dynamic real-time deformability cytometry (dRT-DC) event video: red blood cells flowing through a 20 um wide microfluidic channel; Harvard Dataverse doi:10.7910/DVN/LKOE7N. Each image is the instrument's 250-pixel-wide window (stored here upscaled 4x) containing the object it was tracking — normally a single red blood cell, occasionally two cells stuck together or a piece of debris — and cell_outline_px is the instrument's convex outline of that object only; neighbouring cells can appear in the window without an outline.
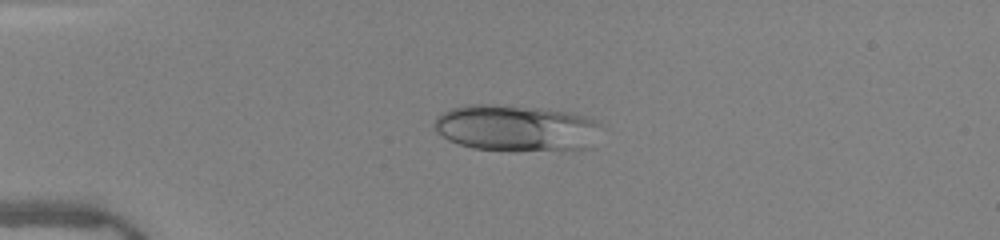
{"species": "human", "species_latin": "Homo sapiens", "temperature_condition": "warm", "stored_images_in_passage": 47, "camera_frame_rate_fps": 3000, "um_per_image_px": 0.085, "donor": {"sex": "female"}, "frame": {"image": 1, "passage_image": 10, "time_ms": 3.0, "image_size_px": [1000, 240], "cell_outline_px": [[596, 124], [584, 148], [512, 152], [472, 148], [448, 140], [436, 132], [432, 124], [436, 116], [452, 108], [468, 104], [488, 104], [540, 108], [572, 112], [584, 116], [592, 120]], "centroid_in_image_um": [43.66, 10.88], "position_along_channel_um": 41.3, "area_um2": 44.45}}
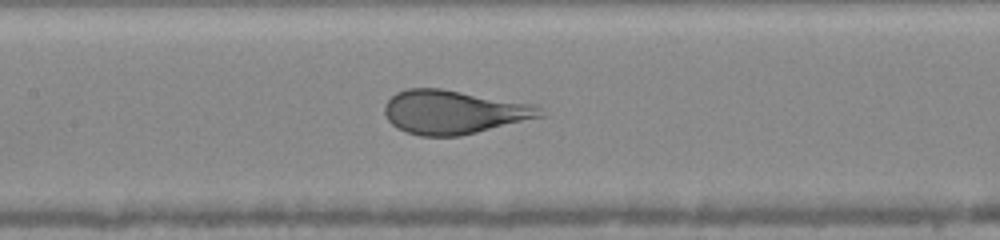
{"frame": {"image": 2, "passage_image": 22, "time_ms": 7.0, "image_size_px": [1000, 240], "cell_outline_px": [[544, 116], [460, 136], [420, 136], [396, 128], [388, 120], [384, 112], [384, 104], [396, 92], [408, 88], [440, 88], [532, 104], [540, 108]], "centroid_in_image_um": [38.51, 9.53], "position_along_channel_um": 168.9, "area_um2": 39.36}}
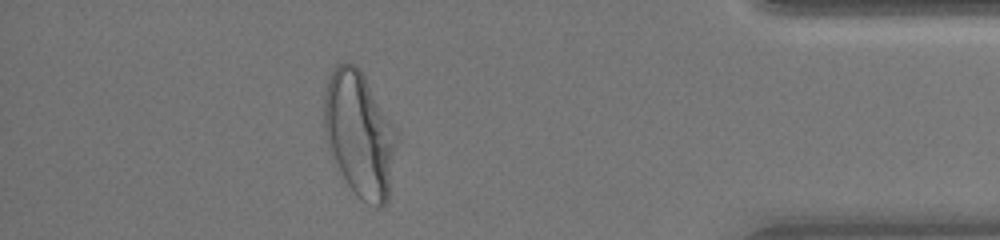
{"frame": {"image": 3, "passage_image": 42, "time_ms": 13.667, "image_size_px": [1000, 240], "cell_outline_px": [[400, 132], [388, 200], [380, 208], [376, 208], [360, 200], [348, 184], [328, 148], [324, 132], [324, 92], [328, 76], [332, 68], [336, 64], [344, 60], [352, 64], [364, 76]], "centroid_in_image_um": [30.59, 11.4], "position_along_channel_um": 404.6, "area_um2": 53.75}, "authors_computed_cell_mechanics": {"area_um2": 44.4482, "velocity_mm_per_s": 4.0531, "shape_relaxation_time_tau1_ms": 2.6308, "shape_relaxation_time_tau2_ms": null, "deformation_change_tau1": 0.157, "deformation_change_tau2": null}}